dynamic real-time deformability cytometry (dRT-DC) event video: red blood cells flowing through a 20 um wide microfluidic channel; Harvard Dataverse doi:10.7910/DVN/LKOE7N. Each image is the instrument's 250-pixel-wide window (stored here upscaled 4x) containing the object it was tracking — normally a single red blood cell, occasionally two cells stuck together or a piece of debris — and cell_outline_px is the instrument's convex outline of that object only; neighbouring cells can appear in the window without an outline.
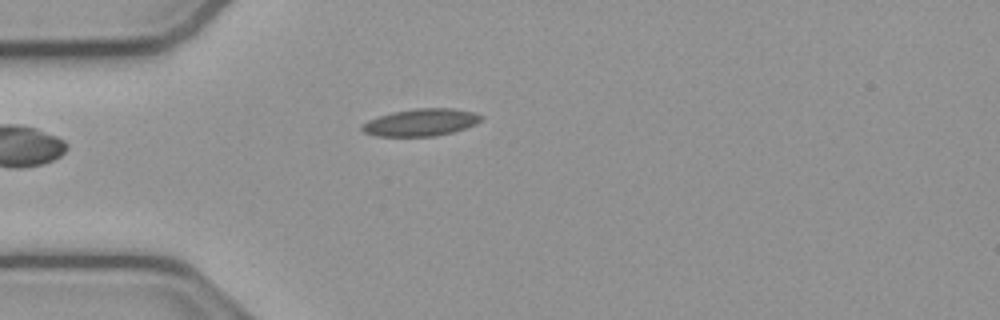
{"species": "common noctule bat (a hibernating species)", "species_latin": "Nyctalus noctula", "temperature_condition": "cold", "stored_images_in_passage": 36, "camera_frame_rate_fps": 3000, "um_per_image_px": 0.085, "animal": {"sex": "male", "body_mass_g": 23.1, "forearm_length_mm": 52.7}, "frame": {"image": 1, "passage_image": 1, "time_ms": 0.0, "image_size_px": [1000, 320], "cell_outline_px": [[484, 116], [476, 124], [452, 132], [436, 136], [376, 136], [364, 132], [360, 128], [368, 120], [392, 112], [416, 108], [452, 108], [476, 112]], "centroid_in_image_um": [35.8, 10.4], "position_along_channel_um": 49.2, "area_um2": 18.84}}
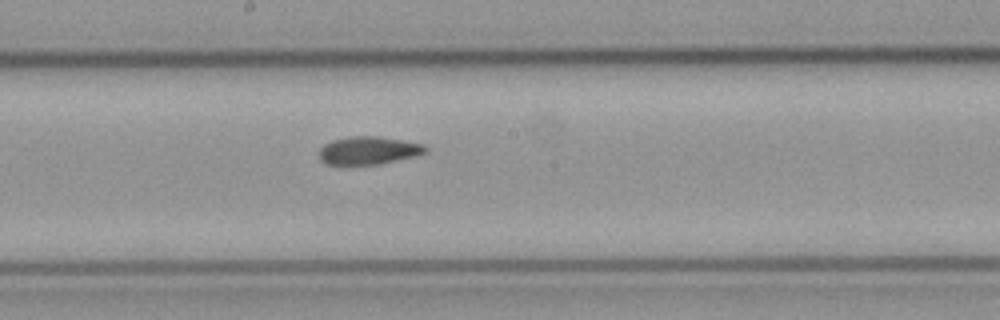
{"frame": {"image": 2, "passage_image": 15, "time_ms": 4.667, "image_size_px": [1000, 320], "cell_outline_px": [[428, 152], [416, 156], [380, 164], [328, 164], [320, 160], [320, 148], [324, 144], [332, 140], [348, 136], [380, 136], [424, 144], [428, 148]], "centroid_in_image_um": [31.36, 12.78], "position_along_channel_um": 216.8, "area_um2": 17.4}}
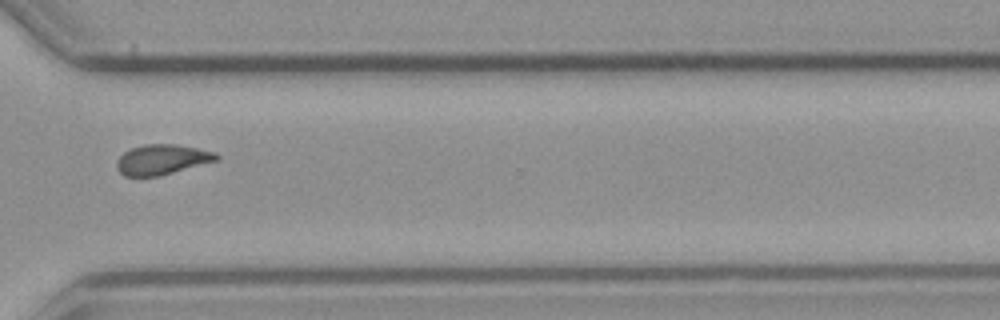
{"frame": {"image": 3, "passage_image": 26, "time_ms": 8.333, "image_size_px": [1000, 320], "cell_outline_px": [[220, 160], [160, 176], [124, 176], [116, 168], [116, 164], [120, 156], [124, 152], [132, 148], [144, 144], [176, 144], [216, 152], [220, 156]], "centroid_in_image_um": [13.81, 13.56], "position_along_channel_um": 356.8, "area_um2": 17.63}, "authors_computed_cell_mechanics": {"area_um2": 17.5134, "velocity_mm_per_s": 3.8261, "shape_relaxation_time_tau1_ms": null, "shape_relaxation_time_tau2_ms": 2.94, "deformation_change_tau1": null, "deformation_change_tau2": 0.0779}}